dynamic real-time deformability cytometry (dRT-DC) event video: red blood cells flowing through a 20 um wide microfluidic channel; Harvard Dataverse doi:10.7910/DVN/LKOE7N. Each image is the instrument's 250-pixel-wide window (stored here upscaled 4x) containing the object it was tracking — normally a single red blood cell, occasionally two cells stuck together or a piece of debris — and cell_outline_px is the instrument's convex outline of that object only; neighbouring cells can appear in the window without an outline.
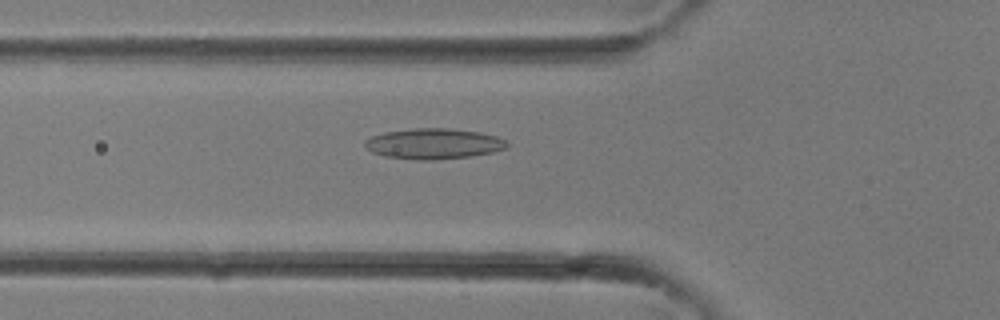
{"species": "common noctule bat (a hibernating species)", "species_latin": "Nyctalus noctula", "temperature_condition": "room temperature", "stored_images_in_passage": 33, "camera_frame_rate_fps": 3000, "um_per_image_px": 0.085, "animal": {"sex": "female"}, "frame": {"image": 1, "passage_image": 12, "time_ms": 3.667, "image_size_px": [1000, 320], "cell_outline_px": [[508, 148], [492, 152], [472, 156], [432, 160], [420, 160], [388, 156], [372, 152], [364, 148], [364, 140], [372, 136], [384, 132], [412, 128], [448, 128], [480, 132], [496, 136], [508, 140]], "centroid_in_image_um": [36.88, 12.21], "position_along_channel_um": 88.9, "area_um2": 25.43}}
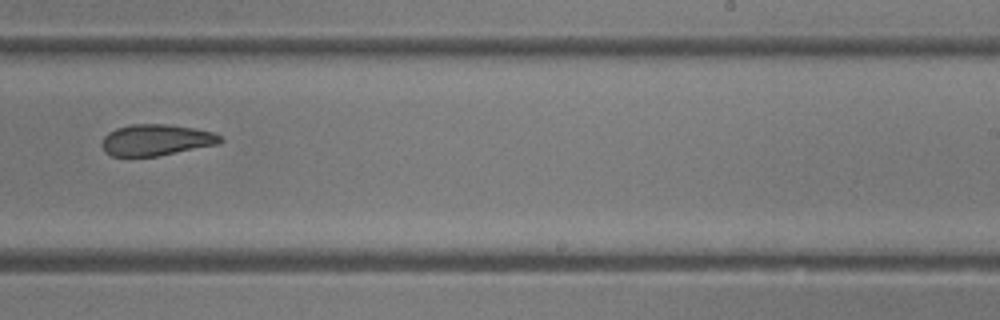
{"frame": {"image": 2, "passage_image": 21, "time_ms": 6.667, "image_size_px": [1000, 320], "cell_outline_px": [[224, 140], [220, 144], [156, 156], [112, 156], [104, 152], [100, 144], [104, 136], [108, 132], [116, 128], [132, 124], [168, 124], [196, 128], [212, 132], [220, 136]], "centroid_in_image_um": [13.26, 11.89], "position_along_channel_um": 275.7, "area_um2": 21.73}}
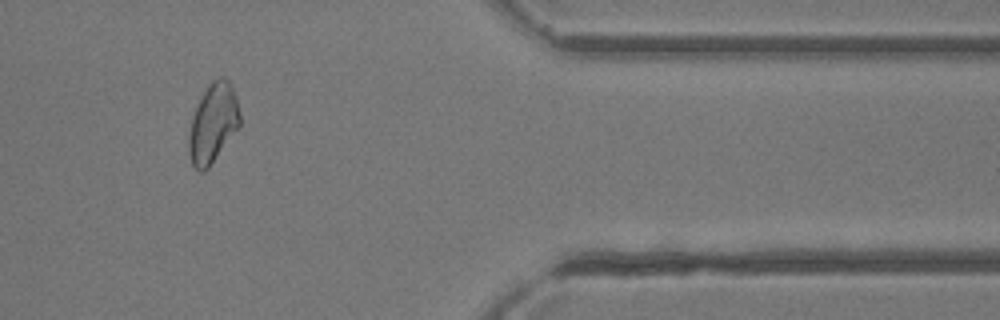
{"frame": {"image": 3, "passage_image": 28, "time_ms": 9.0, "image_size_px": [1000, 320], "cell_outline_px": [[240, 128], [208, 168], [204, 172], [200, 172], [192, 164], [188, 152], [188, 136], [192, 116], [208, 84], [216, 76], [224, 76], [228, 80], [236, 96], [240, 116]], "centroid_in_image_um": [18.12, 10.48], "position_along_channel_um": 393.3, "area_um2": 23.76}}